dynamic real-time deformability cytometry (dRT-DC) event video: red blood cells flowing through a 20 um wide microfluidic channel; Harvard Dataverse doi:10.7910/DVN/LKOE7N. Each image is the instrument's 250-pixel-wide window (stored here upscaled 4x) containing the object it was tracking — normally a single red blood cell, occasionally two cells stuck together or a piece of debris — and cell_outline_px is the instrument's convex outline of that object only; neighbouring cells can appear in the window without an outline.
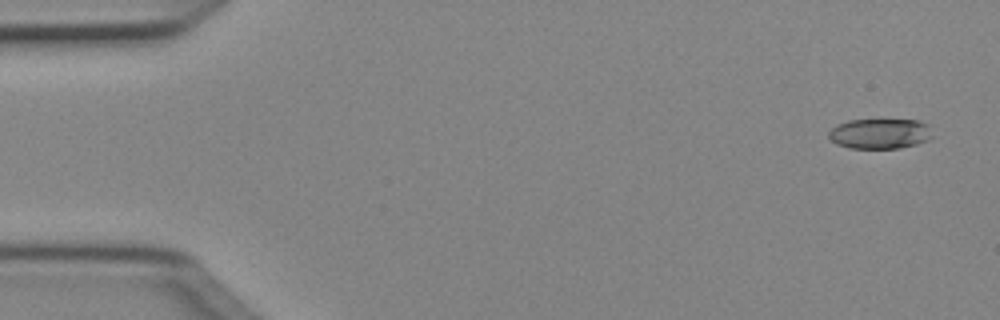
{"species": "Egyptian fruit bat (a non-hibernating species)", "species_latin": "Rousettus aegyptiacus", "temperature_condition": "cold", "stored_images_in_passage": 4, "camera_frame_rate_fps": 3000, "um_per_image_px": 0.085, "animal": {"sex": "female"}, "frame": {"image": 1, "passage_image": 1, "time_ms": 0.0, "image_size_px": [1000, 320], "cell_outline_px": [[932, 136], [928, 140], [916, 144], [900, 148], [848, 148], [836, 144], [828, 136], [828, 132], [836, 124], [848, 120], [916, 120], [928, 124]], "centroid_in_image_um": [74.77, 11.36], "position_along_channel_um": 10.2, "area_um2": 18.26}}
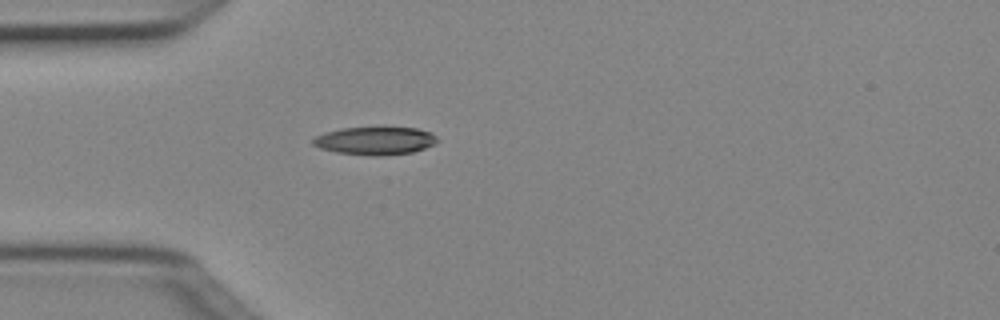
{"frame": {"image": 2, "passage_image": 4, "time_ms": 1.0, "image_size_px": [1000, 320], "cell_outline_px": [[440, 140], [436, 144], [412, 152], [380, 156], [376, 156], [336, 152], [320, 148], [312, 144], [312, 140], [316, 136], [324, 132], [340, 128], [380, 124], [384, 124], [416, 128], [432, 132]], "centroid_in_image_um": [31.92, 11.9], "position_along_channel_um": 53.1, "area_um2": 21.39}}